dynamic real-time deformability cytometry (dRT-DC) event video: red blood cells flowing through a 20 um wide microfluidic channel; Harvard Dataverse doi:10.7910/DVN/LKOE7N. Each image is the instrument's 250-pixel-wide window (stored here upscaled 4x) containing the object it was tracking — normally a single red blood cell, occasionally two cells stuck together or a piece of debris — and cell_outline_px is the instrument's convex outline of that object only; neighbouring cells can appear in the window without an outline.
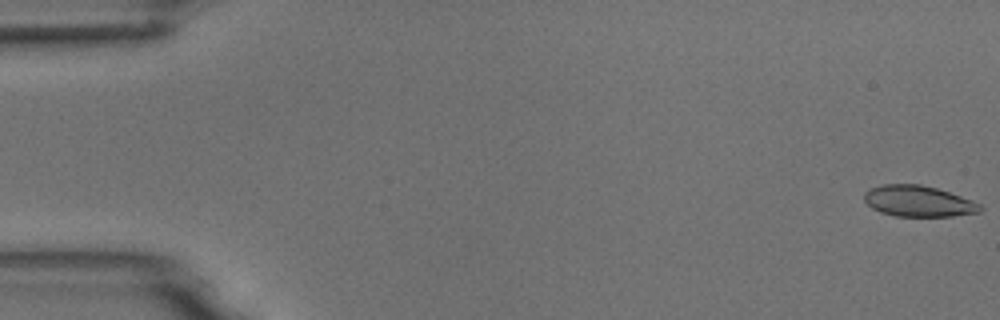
{"species": "common noctule bat (a hibernating species)", "species_latin": "Nyctalus noctula", "temperature_condition": "room temperature", "stored_images_in_passage": 55, "camera_frame_rate_fps": 3000, "um_per_image_px": 0.085, "animal": {"sex": "male", "body_mass_g": 18.8}, "frame": {"image": 1, "passage_image": 1, "time_ms": 0.0, "image_size_px": [1000, 320], "cell_outline_px": [[984, 208], [980, 212], [952, 216], [896, 216], [880, 212], [872, 208], [864, 200], [864, 192], [868, 188], [884, 184], [920, 184], [936, 188], [972, 200], [980, 204]], "centroid_in_image_um": [78.04, 17.1], "position_along_channel_um": 7.0, "area_um2": 20.98}}
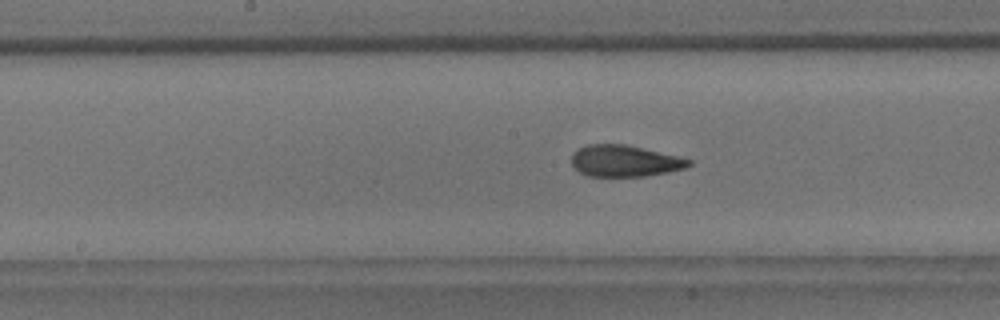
{"frame": {"image": 2, "passage_image": 28, "time_ms": 9.0, "image_size_px": [1000, 320], "cell_outline_px": [[692, 164], [684, 168], [668, 172], [644, 176], [588, 176], [580, 172], [572, 164], [572, 152], [588, 144], [624, 144], [680, 156], [692, 160]], "centroid_in_image_um": [53.11, 13.67], "position_along_channel_um": 195.1, "area_um2": 21.44}}
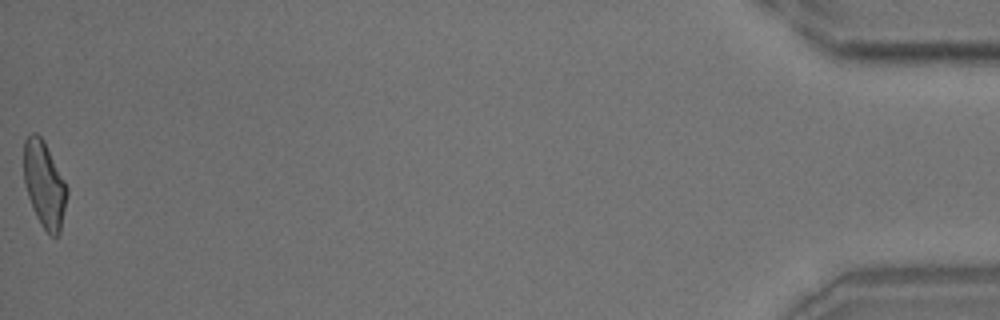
{"frame": {"image": 3, "passage_image": 55, "time_ms": 18.0, "image_size_px": [1000, 320], "cell_outline_px": [[68, 196], [60, 232], [56, 236], [52, 236], [40, 224], [32, 208], [24, 184], [24, 140], [32, 132], [36, 132], [44, 140], [68, 188]], "centroid_in_image_um": [3.77, 15.67], "position_along_channel_um": 431.4, "area_um2": 21.73}, "authors_computed_cell_mechanics": {"area_um2": 21.8484, "velocity_mm_per_s": 3.7235, "shape_relaxation_time_tau1_ms": 6.6099, "shape_relaxation_time_tau2_ms": 1.5667, "deformation_change_tau1": 0.188, "deformation_change_tau2": 0.077}}